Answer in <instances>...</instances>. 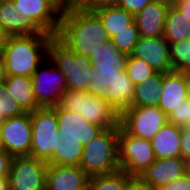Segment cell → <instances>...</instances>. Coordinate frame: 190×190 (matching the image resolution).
<instances>
[{"label":"cell","instance_id":"obj_1","mask_svg":"<svg viewBox=\"0 0 190 190\" xmlns=\"http://www.w3.org/2000/svg\"><path fill=\"white\" fill-rule=\"evenodd\" d=\"M55 37L70 51L80 56H90L97 43L108 39L106 29L93 11L65 10Z\"/></svg>","mask_w":190,"mask_h":190},{"label":"cell","instance_id":"obj_2","mask_svg":"<svg viewBox=\"0 0 190 190\" xmlns=\"http://www.w3.org/2000/svg\"><path fill=\"white\" fill-rule=\"evenodd\" d=\"M53 37L51 34L9 36L3 55L6 75L32 77L48 57V45Z\"/></svg>","mask_w":190,"mask_h":190},{"label":"cell","instance_id":"obj_3","mask_svg":"<svg viewBox=\"0 0 190 190\" xmlns=\"http://www.w3.org/2000/svg\"><path fill=\"white\" fill-rule=\"evenodd\" d=\"M119 125L105 129L96 138L83 146L79 166L89 176L106 175L118 172Z\"/></svg>","mask_w":190,"mask_h":190},{"label":"cell","instance_id":"obj_4","mask_svg":"<svg viewBox=\"0 0 190 190\" xmlns=\"http://www.w3.org/2000/svg\"><path fill=\"white\" fill-rule=\"evenodd\" d=\"M48 57L64 75L67 90L86 92V85L94 78L89 57L70 51L55 36L48 45Z\"/></svg>","mask_w":190,"mask_h":190},{"label":"cell","instance_id":"obj_5","mask_svg":"<svg viewBox=\"0 0 190 190\" xmlns=\"http://www.w3.org/2000/svg\"><path fill=\"white\" fill-rule=\"evenodd\" d=\"M134 89L126 71L96 72L92 81L86 85V92L97 96L111 105L119 115L132 107Z\"/></svg>","mask_w":190,"mask_h":190},{"label":"cell","instance_id":"obj_6","mask_svg":"<svg viewBox=\"0 0 190 190\" xmlns=\"http://www.w3.org/2000/svg\"><path fill=\"white\" fill-rule=\"evenodd\" d=\"M59 105L68 111L78 112L86 121L104 130L119 125V113L102 98L87 92L66 90Z\"/></svg>","mask_w":190,"mask_h":190},{"label":"cell","instance_id":"obj_7","mask_svg":"<svg viewBox=\"0 0 190 190\" xmlns=\"http://www.w3.org/2000/svg\"><path fill=\"white\" fill-rule=\"evenodd\" d=\"M30 121L32 142L29 156L47 162L60 142L56 106L30 112Z\"/></svg>","mask_w":190,"mask_h":190},{"label":"cell","instance_id":"obj_8","mask_svg":"<svg viewBox=\"0 0 190 190\" xmlns=\"http://www.w3.org/2000/svg\"><path fill=\"white\" fill-rule=\"evenodd\" d=\"M118 164L130 176H141L156 160L150 140L128 134L119 124Z\"/></svg>","mask_w":190,"mask_h":190},{"label":"cell","instance_id":"obj_9","mask_svg":"<svg viewBox=\"0 0 190 190\" xmlns=\"http://www.w3.org/2000/svg\"><path fill=\"white\" fill-rule=\"evenodd\" d=\"M31 78L34 97L41 107L59 105L67 84L64 75L49 57L45 58Z\"/></svg>","mask_w":190,"mask_h":190},{"label":"cell","instance_id":"obj_10","mask_svg":"<svg viewBox=\"0 0 190 190\" xmlns=\"http://www.w3.org/2000/svg\"><path fill=\"white\" fill-rule=\"evenodd\" d=\"M167 123V115L158 106L125 109L119 117L120 126L130 135L151 140Z\"/></svg>","mask_w":190,"mask_h":190},{"label":"cell","instance_id":"obj_11","mask_svg":"<svg viewBox=\"0 0 190 190\" xmlns=\"http://www.w3.org/2000/svg\"><path fill=\"white\" fill-rule=\"evenodd\" d=\"M47 162L32 156L12 158L8 173L9 190H45Z\"/></svg>","mask_w":190,"mask_h":190},{"label":"cell","instance_id":"obj_12","mask_svg":"<svg viewBox=\"0 0 190 190\" xmlns=\"http://www.w3.org/2000/svg\"><path fill=\"white\" fill-rule=\"evenodd\" d=\"M4 150L12 157L30 155L32 129L30 112L5 119L1 124Z\"/></svg>","mask_w":190,"mask_h":190},{"label":"cell","instance_id":"obj_13","mask_svg":"<svg viewBox=\"0 0 190 190\" xmlns=\"http://www.w3.org/2000/svg\"><path fill=\"white\" fill-rule=\"evenodd\" d=\"M59 140L80 142L83 146L96 138L104 129L86 121L78 112L68 111L56 105Z\"/></svg>","mask_w":190,"mask_h":190},{"label":"cell","instance_id":"obj_14","mask_svg":"<svg viewBox=\"0 0 190 190\" xmlns=\"http://www.w3.org/2000/svg\"><path fill=\"white\" fill-rule=\"evenodd\" d=\"M130 55L146 61L157 72L173 71L170 62V45L163 36L139 37Z\"/></svg>","mask_w":190,"mask_h":190},{"label":"cell","instance_id":"obj_15","mask_svg":"<svg viewBox=\"0 0 190 190\" xmlns=\"http://www.w3.org/2000/svg\"><path fill=\"white\" fill-rule=\"evenodd\" d=\"M17 11L29 17L43 32L53 36L60 26L61 13L48 0H12Z\"/></svg>","mask_w":190,"mask_h":190},{"label":"cell","instance_id":"obj_16","mask_svg":"<svg viewBox=\"0 0 190 190\" xmlns=\"http://www.w3.org/2000/svg\"><path fill=\"white\" fill-rule=\"evenodd\" d=\"M88 180L80 166L48 164L45 190H87Z\"/></svg>","mask_w":190,"mask_h":190},{"label":"cell","instance_id":"obj_17","mask_svg":"<svg viewBox=\"0 0 190 190\" xmlns=\"http://www.w3.org/2000/svg\"><path fill=\"white\" fill-rule=\"evenodd\" d=\"M170 3L153 0L134 15V22L140 37H160L164 35V24Z\"/></svg>","mask_w":190,"mask_h":190},{"label":"cell","instance_id":"obj_18","mask_svg":"<svg viewBox=\"0 0 190 190\" xmlns=\"http://www.w3.org/2000/svg\"><path fill=\"white\" fill-rule=\"evenodd\" d=\"M186 173V161L182 157L156 160L140 176L144 181L157 189L180 178Z\"/></svg>","mask_w":190,"mask_h":190},{"label":"cell","instance_id":"obj_19","mask_svg":"<svg viewBox=\"0 0 190 190\" xmlns=\"http://www.w3.org/2000/svg\"><path fill=\"white\" fill-rule=\"evenodd\" d=\"M127 56L116 49L108 38L104 43H97L90 52L89 60L94 72H119L125 70Z\"/></svg>","mask_w":190,"mask_h":190},{"label":"cell","instance_id":"obj_20","mask_svg":"<svg viewBox=\"0 0 190 190\" xmlns=\"http://www.w3.org/2000/svg\"><path fill=\"white\" fill-rule=\"evenodd\" d=\"M0 24L9 36L49 34L43 32L29 17L19 13L12 0H0Z\"/></svg>","mask_w":190,"mask_h":190},{"label":"cell","instance_id":"obj_21","mask_svg":"<svg viewBox=\"0 0 190 190\" xmlns=\"http://www.w3.org/2000/svg\"><path fill=\"white\" fill-rule=\"evenodd\" d=\"M185 99H188V96L184 73L178 71L163 73L162 93L158 107L168 115Z\"/></svg>","mask_w":190,"mask_h":190},{"label":"cell","instance_id":"obj_22","mask_svg":"<svg viewBox=\"0 0 190 190\" xmlns=\"http://www.w3.org/2000/svg\"><path fill=\"white\" fill-rule=\"evenodd\" d=\"M181 127L165 123L150 140L155 156L158 159L181 157Z\"/></svg>","mask_w":190,"mask_h":190},{"label":"cell","instance_id":"obj_23","mask_svg":"<svg viewBox=\"0 0 190 190\" xmlns=\"http://www.w3.org/2000/svg\"><path fill=\"white\" fill-rule=\"evenodd\" d=\"M8 93L26 112L41 108L34 97L32 78L23 75H7L4 81Z\"/></svg>","mask_w":190,"mask_h":190},{"label":"cell","instance_id":"obj_24","mask_svg":"<svg viewBox=\"0 0 190 190\" xmlns=\"http://www.w3.org/2000/svg\"><path fill=\"white\" fill-rule=\"evenodd\" d=\"M163 72H155L144 82L135 85L132 106H158L162 93Z\"/></svg>","mask_w":190,"mask_h":190},{"label":"cell","instance_id":"obj_25","mask_svg":"<svg viewBox=\"0 0 190 190\" xmlns=\"http://www.w3.org/2000/svg\"><path fill=\"white\" fill-rule=\"evenodd\" d=\"M102 21L108 38L122 30H130V24L134 21V15L116 4L102 7L94 11Z\"/></svg>","mask_w":190,"mask_h":190},{"label":"cell","instance_id":"obj_26","mask_svg":"<svg viewBox=\"0 0 190 190\" xmlns=\"http://www.w3.org/2000/svg\"><path fill=\"white\" fill-rule=\"evenodd\" d=\"M163 37L169 43L190 39V22L173 3H170L167 11Z\"/></svg>","mask_w":190,"mask_h":190},{"label":"cell","instance_id":"obj_27","mask_svg":"<svg viewBox=\"0 0 190 190\" xmlns=\"http://www.w3.org/2000/svg\"><path fill=\"white\" fill-rule=\"evenodd\" d=\"M82 154L83 145L80 142L60 141L47 164L79 166Z\"/></svg>","mask_w":190,"mask_h":190},{"label":"cell","instance_id":"obj_28","mask_svg":"<svg viewBox=\"0 0 190 190\" xmlns=\"http://www.w3.org/2000/svg\"><path fill=\"white\" fill-rule=\"evenodd\" d=\"M131 176L126 172L89 177L87 190H125L127 181Z\"/></svg>","mask_w":190,"mask_h":190},{"label":"cell","instance_id":"obj_29","mask_svg":"<svg viewBox=\"0 0 190 190\" xmlns=\"http://www.w3.org/2000/svg\"><path fill=\"white\" fill-rule=\"evenodd\" d=\"M169 45L173 71L184 72L190 69V39L169 43Z\"/></svg>","mask_w":190,"mask_h":190},{"label":"cell","instance_id":"obj_30","mask_svg":"<svg viewBox=\"0 0 190 190\" xmlns=\"http://www.w3.org/2000/svg\"><path fill=\"white\" fill-rule=\"evenodd\" d=\"M125 71L134 86L144 82L147 77L152 76L156 72L146 61L131 55L127 56Z\"/></svg>","mask_w":190,"mask_h":190},{"label":"cell","instance_id":"obj_31","mask_svg":"<svg viewBox=\"0 0 190 190\" xmlns=\"http://www.w3.org/2000/svg\"><path fill=\"white\" fill-rule=\"evenodd\" d=\"M139 37L138 29L133 21L130 24V30H122L117 32L110 39L116 49H118L121 53L130 55L133 52L134 46L138 42Z\"/></svg>","mask_w":190,"mask_h":190},{"label":"cell","instance_id":"obj_32","mask_svg":"<svg viewBox=\"0 0 190 190\" xmlns=\"http://www.w3.org/2000/svg\"><path fill=\"white\" fill-rule=\"evenodd\" d=\"M27 113L8 93L4 82L0 83V124L7 118Z\"/></svg>","mask_w":190,"mask_h":190},{"label":"cell","instance_id":"obj_33","mask_svg":"<svg viewBox=\"0 0 190 190\" xmlns=\"http://www.w3.org/2000/svg\"><path fill=\"white\" fill-rule=\"evenodd\" d=\"M167 122L178 127H190V99L181 101V104L167 115Z\"/></svg>","mask_w":190,"mask_h":190},{"label":"cell","instance_id":"obj_34","mask_svg":"<svg viewBox=\"0 0 190 190\" xmlns=\"http://www.w3.org/2000/svg\"><path fill=\"white\" fill-rule=\"evenodd\" d=\"M116 0H66L65 10L95 11L96 9L114 5Z\"/></svg>","mask_w":190,"mask_h":190},{"label":"cell","instance_id":"obj_35","mask_svg":"<svg viewBox=\"0 0 190 190\" xmlns=\"http://www.w3.org/2000/svg\"><path fill=\"white\" fill-rule=\"evenodd\" d=\"M153 0H116L115 4L135 15Z\"/></svg>","mask_w":190,"mask_h":190},{"label":"cell","instance_id":"obj_36","mask_svg":"<svg viewBox=\"0 0 190 190\" xmlns=\"http://www.w3.org/2000/svg\"><path fill=\"white\" fill-rule=\"evenodd\" d=\"M156 190H190V178L185 173L180 178L166 185L158 187Z\"/></svg>","mask_w":190,"mask_h":190},{"label":"cell","instance_id":"obj_37","mask_svg":"<svg viewBox=\"0 0 190 190\" xmlns=\"http://www.w3.org/2000/svg\"><path fill=\"white\" fill-rule=\"evenodd\" d=\"M180 151L185 161L190 160V127L181 128Z\"/></svg>","mask_w":190,"mask_h":190},{"label":"cell","instance_id":"obj_38","mask_svg":"<svg viewBox=\"0 0 190 190\" xmlns=\"http://www.w3.org/2000/svg\"><path fill=\"white\" fill-rule=\"evenodd\" d=\"M125 190H156L140 176H131L128 181Z\"/></svg>","mask_w":190,"mask_h":190},{"label":"cell","instance_id":"obj_39","mask_svg":"<svg viewBox=\"0 0 190 190\" xmlns=\"http://www.w3.org/2000/svg\"><path fill=\"white\" fill-rule=\"evenodd\" d=\"M12 158L4 149L0 150V178H8Z\"/></svg>","mask_w":190,"mask_h":190},{"label":"cell","instance_id":"obj_40","mask_svg":"<svg viewBox=\"0 0 190 190\" xmlns=\"http://www.w3.org/2000/svg\"><path fill=\"white\" fill-rule=\"evenodd\" d=\"M190 22V0H179L174 3Z\"/></svg>","mask_w":190,"mask_h":190},{"label":"cell","instance_id":"obj_41","mask_svg":"<svg viewBox=\"0 0 190 190\" xmlns=\"http://www.w3.org/2000/svg\"><path fill=\"white\" fill-rule=\"evenodd\" d=\"M61 14L65 11L66 0H48Z\"/></svg>","mask_w":190,"mask_h":190},{"label":"cell","instance_id":"obj_42","mask_svg":"<svg viewBox=\"0 0 190 190\" xmlns=\"http://www.w3.org/2000/svg\"><path fill=\"white\" fill-rule=\"evenodd\" d=\"M184 73V79L186 82V92L187 96L190 99V69L183 72Z\"/></svg>","mask_w":190,"mask_h":190},{"label":"cell","instance_id":"obj_43","mask_svg":"<svg viewBox=\"0 0 190 190\" xmlns=\"http://www.w3.org/2000/svg\"><path fill=\"white\" fill-rule=\"evenodd\" d=\"M6 67L3 58L0 59V83L6 79Z\"/></svg>","mask_w":190,"mask_h":190},{"label":"cell","instance_id":"obj_44","mask_svg":"<svg viewBox=\"0 0 190 190\" xmlns=\"http://www.w3.org/2000/svg\"><path fill=\"white\" fill-rule=\"evenodd\" d=\"M9 38V35L6 33L5 29L0 24V41H7Z\"/></svg>","mask_w":190,"mask_h":190},{"label":"cell","instance_id":"obj_45","mask_svg":"<svg viewBox=\"0 0 190 190\" xmlns=\"http://www.w3.org/2000/svg\"><path fill=\"white\" fill-rule=\"evenodd\" d=\"M0 190H9L8 178H0Z\"/></svg>","mask_w":190,"mask_h":190},{"label":"cell","instance_id":"obj_46","mask_svg":"<svg viewBox=\"0 0 190 190\" xmlns=\"http://www.w3.org/2000/svg\"><path fill=\"white\" fill-rule=\"evenodd\" d=\"M7 43V41H0V59L3 58L4 55V45Z\"/></svg>","mask_w":190,"mask_h":190},{"label":"cell","instance_id":"obj_47","mask_svg":"<svg viewBox=\"0 0 190 190\" xmlns=\"http://www.w3.org/2000/svg\"><path fill=\"white\" fill-rule=\"evenodd\" d=\"M186 174L190 178V160L186 161Z\"/></svg>","mask_w":190,"mask_h":190},{"label":"cell","instance_id":"obj_48","mask_svg":"<svg viewBox=\"0 0 190 190\" xmlns=\"http://www.w3.org/2000/svg\"><path fill=\"white\" fill-rule=\"evenodd\" d=\"M3 149H4V144L2 140L1 126H0V150H3Z\"/></svg>","mask_w":190,"mask_h":190},{"label":"cell","instance_id":"obj_49","mask_svg":"<svg viewBox=\"0 0 190 190\" xmlns=\"http://www.w3.org/2000/svg\"><path fill=\"white\" fill-rule=\"evenodd\" d=\"M163 1H166V2L172 3V0H163Z\"/></svg>","mask_w":190,"mask_h":190}]
</instances>
